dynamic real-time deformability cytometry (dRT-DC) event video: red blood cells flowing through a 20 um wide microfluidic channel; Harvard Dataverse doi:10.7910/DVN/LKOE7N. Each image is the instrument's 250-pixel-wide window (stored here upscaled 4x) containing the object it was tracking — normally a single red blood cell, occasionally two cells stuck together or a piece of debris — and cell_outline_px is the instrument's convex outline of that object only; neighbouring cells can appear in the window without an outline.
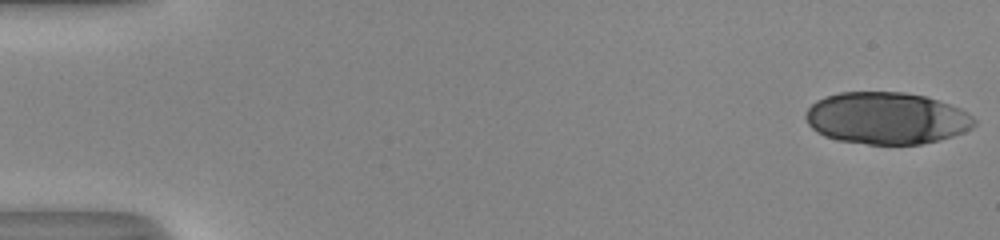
{"species": "human", "species_latin": "Homo sapiens", "temperature_condition": "room temperature", "stored_images_in_passage": 53, "camera_frame_rate_fps": 3000, "um_per_image_px": 0.085, "donor": {"sex": "male"}, "frame": {"image": 1, "passage_image": 1, "time_ms": 0.0, "image_size_px": [1000, 240], "cell_outline_px": [[976, 124], [972, 128], [964, 132], [952, 136], [920, 144], [868, 144], [836, 140], [824, 136], [816, 132], [808, 124], [804, 116], [808, 108], [816, 100], [824, 96], [840, 92], [904, 92], [924, 96], [960, 108], [972, 116], [976, 120]], "centroid_in_image_um": [75.32, 10.04], "position_along_channel_um": 9.7, "area_um2": 51.1}}
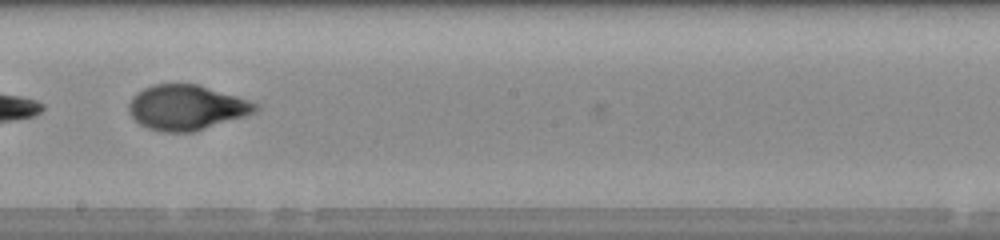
{"frame": {"image": 2, "passage_image": 31, "time_ms": 10.0, "image_size_px": [1000, 240], "cell_outline_px": [[260, 108], [256, 112], [244, 116], [192, 132], [164, 132], [148, 128], [140, 124], [128, 112], [128, 104], [132, 96], [136, 92], [152, 84], [196, 84], [236, 96], [260, 104]], "centroid_in_image_um": [15.83, 9.13], "position_along_channel_um": 232.4, "area_um2": 33.06}}
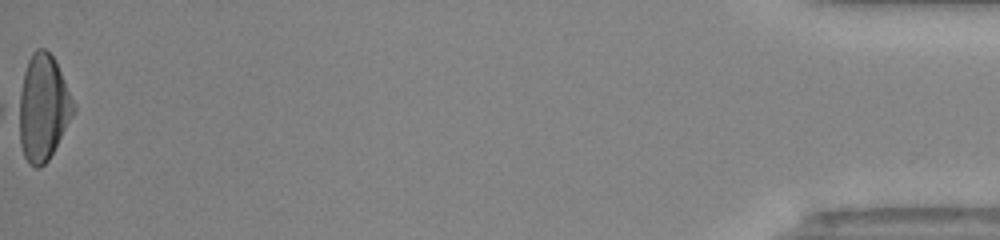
{"frame": {"image": 3, "passage_image": 53, "time_ms": 17.333, "image_size_px": [1000, 240], "cell_outline_px": [[76, 112], [48, 160], [40, 168], [36, 168], [28, 164], [24, 156], [20, 144], [12, 112], [12, 108], [28, 60], [32, 52], [36, 48], [44, 48], [52, 56], [76, 104]], "centroid_in_image_um": [3.56, 9.19], "position_along_channel_um": 431.6, "area_um2": 35.37}, "authors_computed_cell_mechanics": {"area_um2": 33.813, "velocity_mm_per_s": 4.0645, "shape_relaxation_time_tau1_ms": 5.6211, "shape_relaxation_time_tau2_ms": 0.8274, "deformation_change_tau1": 0.2211, "deformation_change_tau2": 0.0562}}